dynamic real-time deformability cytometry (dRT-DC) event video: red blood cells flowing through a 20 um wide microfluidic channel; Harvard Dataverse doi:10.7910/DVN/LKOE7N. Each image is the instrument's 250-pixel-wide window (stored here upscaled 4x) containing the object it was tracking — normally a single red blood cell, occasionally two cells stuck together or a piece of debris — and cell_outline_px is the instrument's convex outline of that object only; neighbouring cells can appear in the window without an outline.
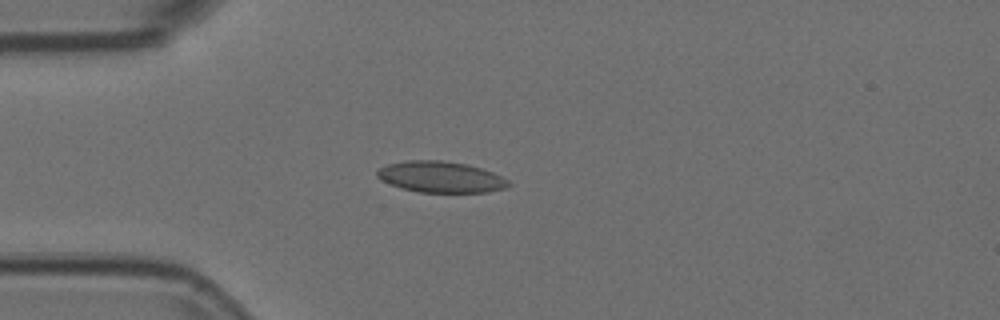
{"species": "Egyptian fruit bat (a non-hibernating species)", "species_latin": "Rousettus aegyptiacus", "temperature_condition": "room temperature", "stored_images_in_passage": 45, "camera_frame_rate_fps": 3000, "um_per_image_px": 0.085, "animal": {"sex": "female"}, "frame": {"image": 1, "passage_image": 9, "time_ms": 2.667, "image_size_px": [1000, 320], "cell_outline_px": [[512, 184], [504, 188], [488, 192], [420, 192], [400, 188], [376, 176], [376, 172], [380, 168], [388, 164], [408, 160], [440, 160], [468, 164], [492, 172], [508, 180]], "centroid_in_image_um": [37.47, 15.04], "position_along_channel_um": 47.5, "area_um2": 23.64}}
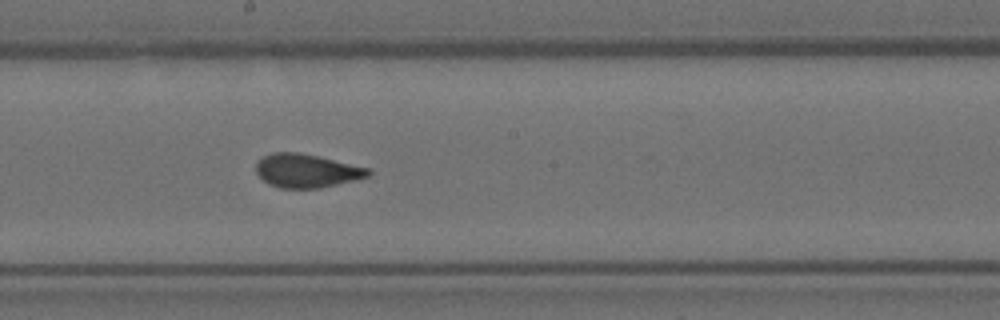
{"frame": {"image": 2, "passage_image": 24, "time_ms": 7.667, "image_size_px": [1000, 320], "cell_outline_px": [[372, 172], [368, 176], [356, 180], [320, 188], [280, 188], [268, 184], [256, 172], [256, 164], [264, 156], [272, 152], [296, 152], [316, 156], [372, 168]], "centroid_in_image_um": [26.09, 14.52], "position_along_channel_um": 222.1, "area_um2": 21.91}}
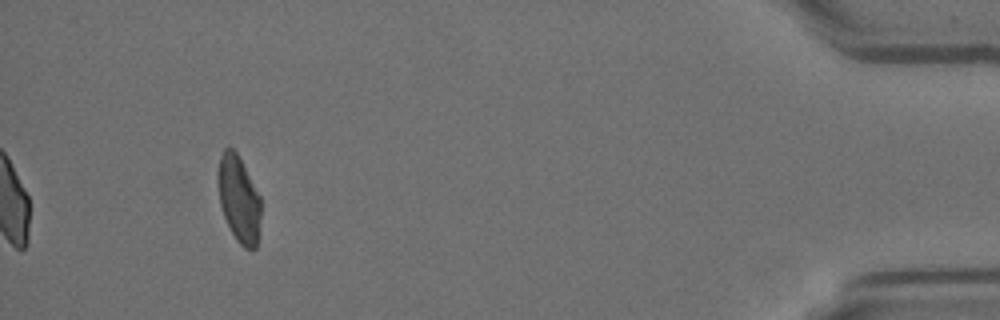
{"frame": {"image": 3, "passage_image": 45, "time_ms": 14.667, "image_size_px": [1000, 320], "cell_outline_px": [[260, 216], [256, 248], [252, 252], [244, 248], [236, 240], [224, 216], [220, 204], [216, 176], [216, 172], [220, 156], [224, 148], [228, 144], [236, 152], [260, 196]], "centroid_in_image_um": [20.27, 16.9], "position_along_channel_um": 414.9, "area_um2": 21.73}, "authors_computed_cell_mechanics": {"area_um2": 22.4264, "velocity_mm_per_s": 3.7469, "shape_relaxation_time_tau1_ms": 6.2921, "shape_relaxation_time_tau2_ms": null, "deformation_change_tau1": 0.1691, "deformation_change_tau2": null}}